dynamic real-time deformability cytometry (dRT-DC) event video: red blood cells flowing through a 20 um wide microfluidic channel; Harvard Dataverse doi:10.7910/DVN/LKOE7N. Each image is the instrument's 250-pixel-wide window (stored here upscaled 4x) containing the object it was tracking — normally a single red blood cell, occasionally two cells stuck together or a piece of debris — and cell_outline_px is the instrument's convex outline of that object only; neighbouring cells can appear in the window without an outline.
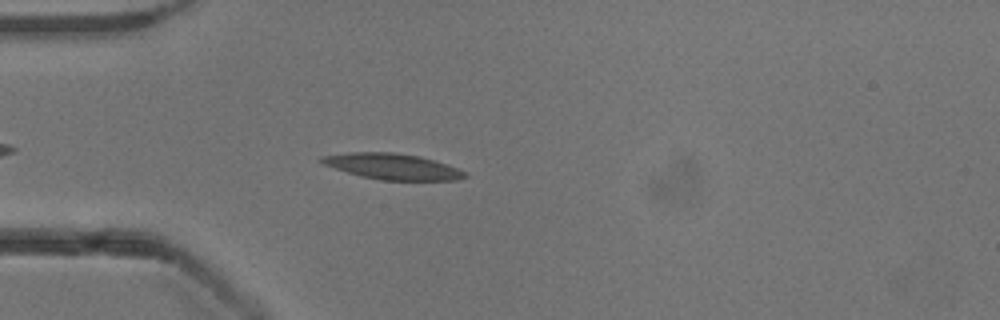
{"species": "common noctule bat (a hibernating species)", "species_latin": "Nyctalus noctula", "temperature_condition": "cold", "stored_images_in_passage": 34, "camera_frame_rate_fps": 3000, "um_per_image_px": 0.085, "animal": {"sex": "male", "body_mass_g": 13.3}, "frame": {"image": 1, "passage_image": 5, "time_ms": 1.333, "image_size_px": [1000, 320], "cell_outline_px": [[468, 176], [456, 180], [380, 180], [360, 176], [324, 164], [320, 160], [320, 156], [348, 152], [392, 152], [420, 156], [468, 172]], "centroid_in_image_um": [33.36, 14.15], "position_along_channel_um": 51.6, "area_um2": 21.39}}
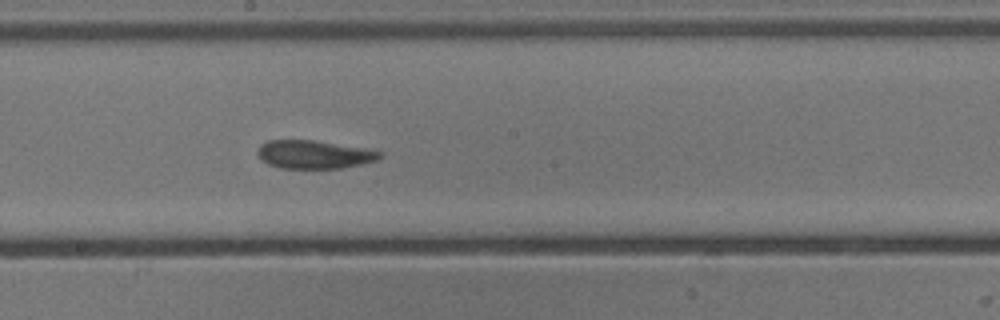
{"frame": {"image": 2, "passage_image": 19, "time_ms": 6.0, "image_size_px": [1000, 320], "cell_outline_px": [[384, 156], [376, 160], [360, 164], [340, 168], [280, 168], [268, 164], [256, 152], [260, 144], [268, 140], [312, 140], [364, 148], [384, 152]], "centroid_in_image_um": [26.7, 13.12], "position_along_channel_um": 221.5, "area_um2": 20.0}}
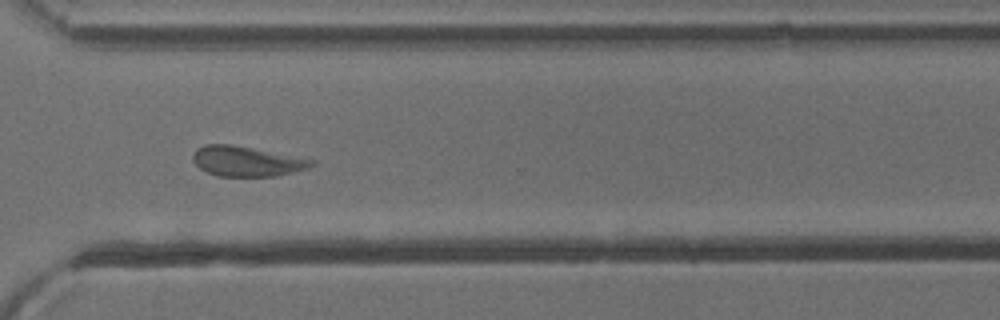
{"frame": {"image": 3, "passage_image": 29, "time_ms": 9.333, "image_size_px": [1000, 320], "cell_outline_px": [[316, 164], [308, 168], [276, 176], [216, 176], [200, 168], [192, 160], [192, 156], [196, 148], [204, 144], [232, 144], [316, 160]], "centroid_in_image_um": [20.96, 13.7], "position_along_channel_um": 349.6, "area_um2": 20.81}, "authors_computed_cell_mechanics": {"area_um2": 20.4034, "velocity_mm_per_s": 3.8583, "shape_relaxation_time_tau1_ms": null, "shape_relaxation_time_tau2_ms": 6.0958, "deformation_change_tau1": null, "deformation_change_tau2": 0.1395}}